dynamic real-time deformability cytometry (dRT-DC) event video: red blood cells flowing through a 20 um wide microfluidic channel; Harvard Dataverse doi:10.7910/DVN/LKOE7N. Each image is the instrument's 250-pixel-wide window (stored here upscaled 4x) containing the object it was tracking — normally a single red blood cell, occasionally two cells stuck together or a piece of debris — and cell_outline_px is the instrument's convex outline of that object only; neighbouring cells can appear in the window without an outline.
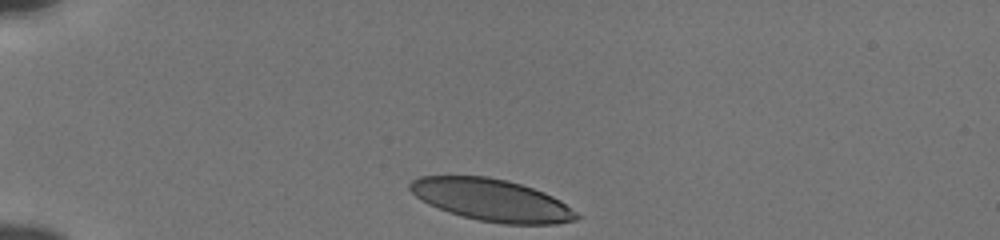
{"species": "human", "species_latin": "Homo sapiens", "temperature_condition": "cold", "stored_images_in_passage": 34, "camera_frame_rate_fps": 3000, "um_per_image_px": 0.085, "donor": {"sex": "male"}, "frame": {"image": 1, "passage_image": 1, "time_ms": 0.0, "image_size_px": [1000, 240], "cell_outline_px": [[580, 216], [576, 220], [556, 224], [504, 224], [480, 220], [448, 212], [428, 204], [416, 196], [408, 188], [408, 184], [412, 180], [420, 176], [488, 176], [508, 180], [544, 192], [560, 200], [576, 212]], "centroid_in_image_um": [41.79, 17.0], "position_along_channel_um": 43.2, "area_um2": 40.69}}
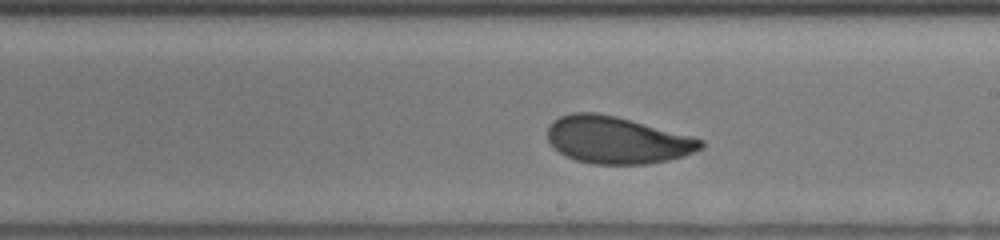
{"frame": {"image": 2, "passage_image": 20, "time_ms": 6.333, "image_size_px": [1000, 240], "cell_outline_px": [[704, 148], [684, 156], [668, 160], [648, 164], [592, 164], [576, 160], [564, 156], [552, 148], [548, 140], [548, 124], [552, 120], [560, 116], [572, 112], [596, 112], [616, 116], [692, 136], [704, 140]], "centroid_in_image_um": [52.42, 11.9], "position_along_channel_um": 236.6, "area_um2": 42.48}}
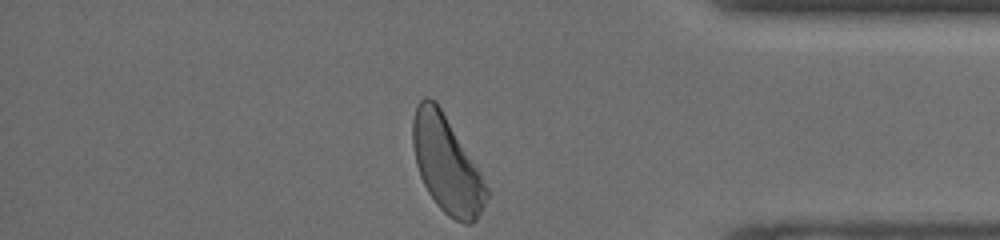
{"frame": {"image": 3, "passage_image": 34, "time_ms": 11.0, "image_size_px": [1000, 240], "cell_outline_px": [[488, 196], [476, 220], [472, 224], [464, 224], [448, 216], [440, 208], [428, 192], [420, 176], [416, 164], [412, 148], [412, 120], [416, 104], [424, 96], [428, 96], [436, 100], [480, 172], [488, 188]], "centroid_in_image_um": [37.93, 13.95], "position_along_channel_um": 397.3, "area_um2": 41.38}, "authors_computed_cell_mechanics": {"area_um2": 42.1362, "velocity_mm_per_s": 3.8068, "shape_relaxation_time_tau1_ms": 3.5329, "shape_relaxation_time_tau2_ms": 1.0385, "deformation_change_tau1": 0.1347, "deformation_change_tau2": 0.0697}}